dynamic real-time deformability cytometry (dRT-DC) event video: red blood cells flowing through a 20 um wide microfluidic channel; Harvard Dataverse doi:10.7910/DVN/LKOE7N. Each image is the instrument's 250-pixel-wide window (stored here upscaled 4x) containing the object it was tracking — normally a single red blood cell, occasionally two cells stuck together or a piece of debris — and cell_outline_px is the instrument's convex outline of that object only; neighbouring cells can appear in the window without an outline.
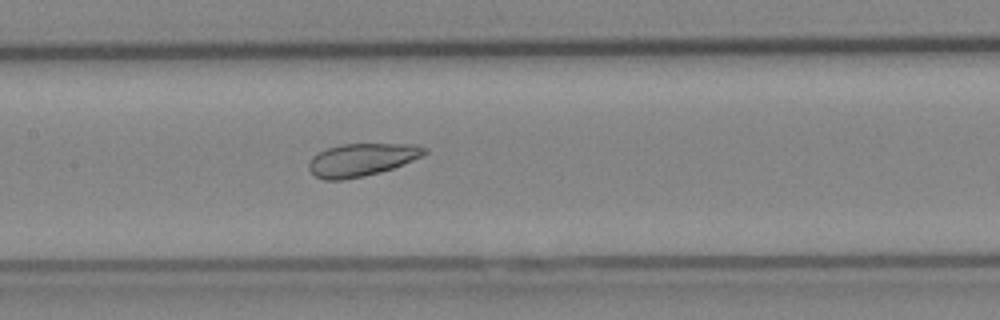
{"species": "Egyptian fruit bat (a non-hibernating species)", "species_latin": "Rousettus aegyptiacus", "temperature_condition": "cold", "stored_images_in_passage": 14, "camera_frame_rate_fps": 3000, "um_per_image_px": 0.085, "animal": {"sex": "female"}, "frame": {"image": 1, "passage_image": 14, "time_ms": 16.333, "image_size_px": [1000, 320], "cell_outline_px": [[428, 152], [412, 160], [392, 168], [380, 172], [364, 176], [340, 180], [324, 180], [316, 176], [308, 168], [308, 164], [312, 156], [328, 148], [344, 144], [416, 144], [428, 148]], "centroid_in_image_um": [30.74, 13.57], "position_along_channel_um": 176.7, "area_um2": 21.85}}